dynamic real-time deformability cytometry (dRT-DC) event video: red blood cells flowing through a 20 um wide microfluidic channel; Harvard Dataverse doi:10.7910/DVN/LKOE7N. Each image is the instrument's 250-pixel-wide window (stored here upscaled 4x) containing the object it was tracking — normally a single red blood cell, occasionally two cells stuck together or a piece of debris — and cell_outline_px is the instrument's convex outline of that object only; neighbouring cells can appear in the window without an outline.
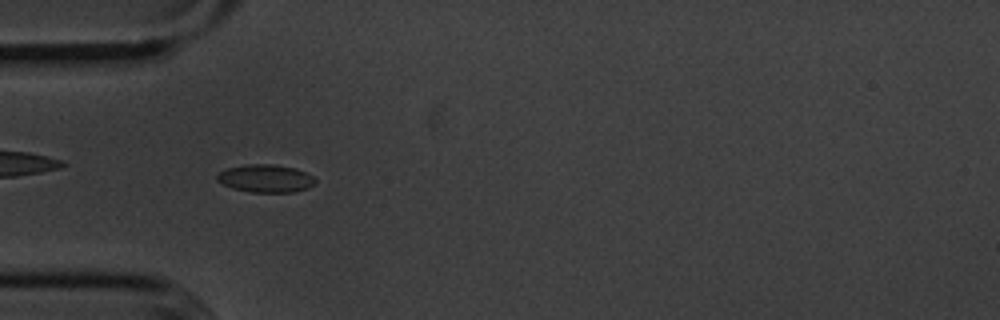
{"species": "common noctule bat (a hibernating species)", "species_latin": "Nyctalus noctula", "temperature_condition": "cold", "stored_images_in_passage": 54, "camera_frame_rate_fps": 3000, "um_per_image_px": 0.085, "animal": {"sex": "male", "body_mass_g": 20.1, "forearm_length_mm": 53.5}, "frame": {"image": 1, "passage_image": 16, "time_ms": 5.0, "image_size_px": [1000, 320], "cell_outline_px": [[316, 184], [308, 188], [292, 192], [252, 192], [232, 188], [216, 180], [216, 176], [220, 172], [228, 168], [244, 164], [272, 164], [296, 168], [312, 176], [316, 180]], "centroid_in_image_um": [22.59, 15.16], "position_along_channel_um": 62.4, "area_um2": 15.9}}
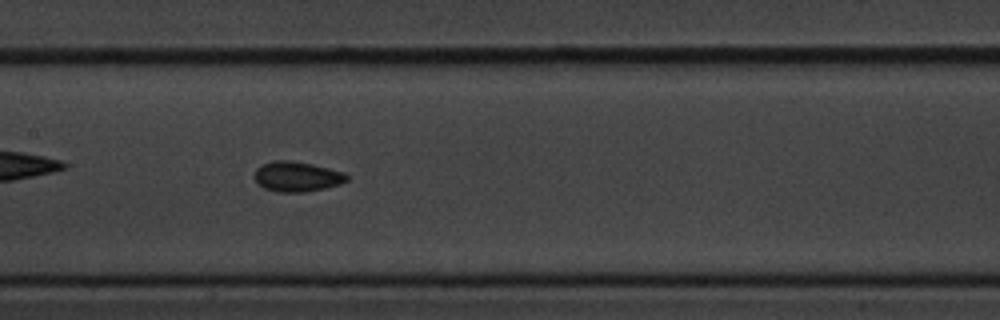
{"frame": {"image": 2, "passage_image": 26, "time_ms": 8.333, "image_size_px": [1000, 320], "cell_outline_px": [[348, 180], [340, 184], [324, 188], [304, 192], [276, 192], [264, 188], [252, 176], [256, 168], [272, 160], [292, 160], [312, 164], [344, 172], [348, 176]], "centroid_in_image_um": [25.22, 15.0], "position_along_channel_um": 182.2, "area_um2": 16.24}}
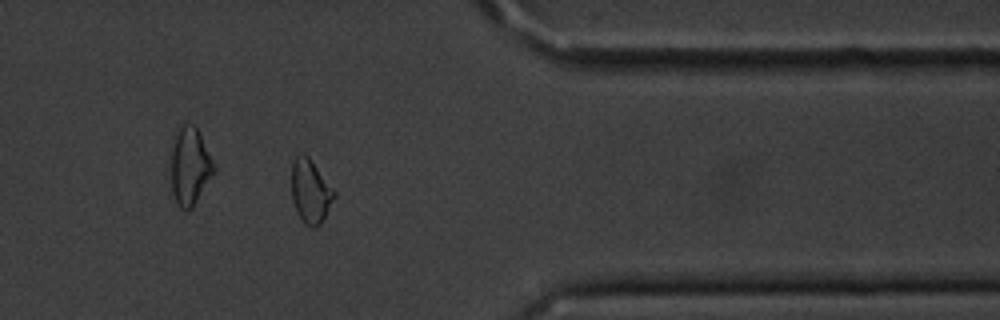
{"frame": {"image": 3, "passage_image": 44, "time_ms": 14.333, "image_size_px": [1000, 320], "cell_outline_px": [[336, 196], [320, 224], [316, 228], [308, 228], [304, 224], [296, 212], [292, 200], [292, 160], [300, 152], [304, 152], [308, 156], [336, 192]], "centroid_in_image_um": [26.37, 16.27], "position_along_channel_um": 385.0, "area_um2": 16.01}, "authors_computed_cell_mechanics": {"area_um2": 15.9528, "velocity_mm_per_s": 3.6144, "shape_relaxation_time_tau1_ms": 2.4269, "shape_relaxation_time_tau2_ms": 4.2494, "deformation_change_tau1": 0.0798, "deformation_change_tau2": 0.0829}}